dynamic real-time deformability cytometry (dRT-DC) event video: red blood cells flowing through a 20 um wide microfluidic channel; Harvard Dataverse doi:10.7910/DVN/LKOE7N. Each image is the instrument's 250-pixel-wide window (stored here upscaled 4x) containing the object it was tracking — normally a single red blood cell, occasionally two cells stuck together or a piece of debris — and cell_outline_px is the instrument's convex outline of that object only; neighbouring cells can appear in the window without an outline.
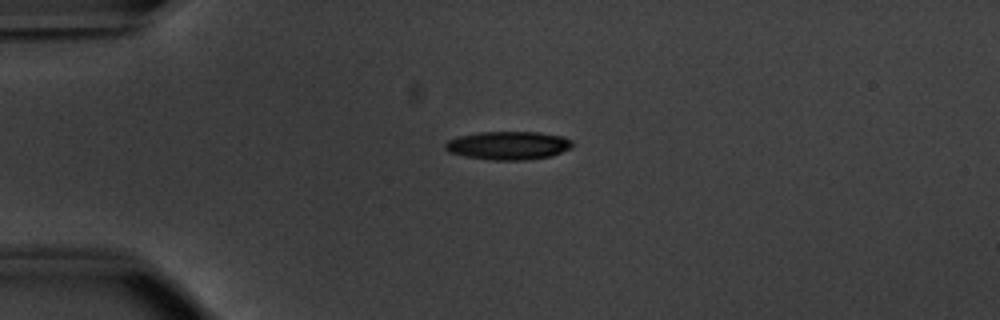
{"species": "common noctule bat (a hibernating species)", "species_latin": "Nyctalus noctula", "temperature_condition": "warm", "stored_images_in_passage": 41, "camera_frame_rate_fps": 3000, "um_per_image_px": 0.085, "animal": {"sex": "male", "body_mass_g": 20.1, "forearm_length_mm": 53.5}, "frame": {"image": 1, "passage_image": 1, "time_ms": 0.0, "image_size_px": [1000, 320], "cell_outline_px": [[576, 144], [572, 148], [552, 156], [524, 160], [492, 160], [464, 156], [448, 152], [444, 148], [444, 144], [448, 140], [456, 136], [480, 132], [540, 132], [564, 136], [572, 140]], "centroid_in_image_um": [43.23, 12.36], "position_along_channel_um": 41.8, "area_um2": 21.39}}
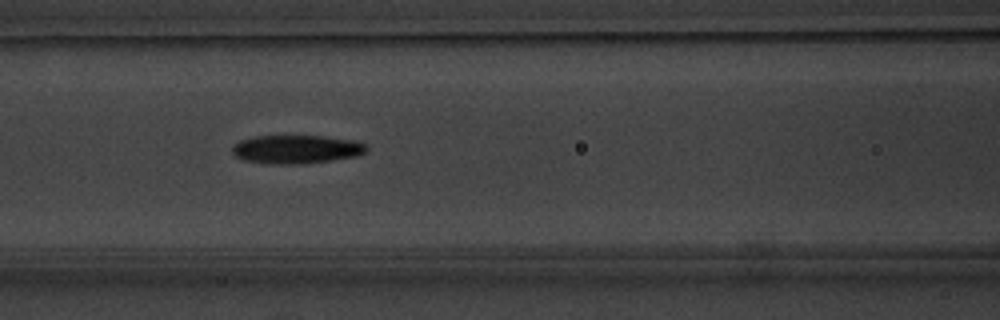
{"frame": {"image": 2, "passage_image": 11, "time_ms": 3.333, "image_size_px": [1000, 320], "cell_outline_px": [[368, 148], [360, 156], [304, 164], [268, 164], [244, 160], [236, 156], [232, 152], [232, 148], [240, 140], [256, 136], [324, 136], [352, 140], [364, 144]], "centroid_in_image_um": [25.2, 12.7], "position_along_channel_um": 141.4, "area_um2": 22.31}}
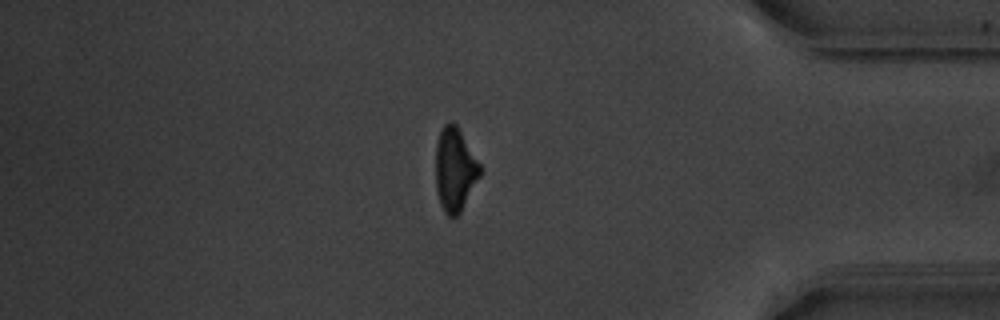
{"frame": {"image": 3, "passage_image": 33, "time_ms": 10.667, "image_size_px": [1000, 320], "cell_outline_px": [[480, 176], [460, 212], [456, 216], [448, 216], [444, 212], [440, 204], [436, 192], [436, 144], [440, 132], [444, 124], [448, 120], [452, 120], [456, 124], [480, 164]], "centroid_in_image_um": [38.64, 14.39], "position_along_channel_um": 396.6, "area_um2": 21.44}, "authors_computed_cell_mechanics": {"area_um2": 21.9062, "velocity_mm_per_s": 3.8427, "shape_relaxation_time_tau1_ms": 3.3989, "shape_relaxation_time_tau2_ms": 4.7243, "deformation_change_tau1": 0.1656, "deformation_change_tau2": 0.1494}}